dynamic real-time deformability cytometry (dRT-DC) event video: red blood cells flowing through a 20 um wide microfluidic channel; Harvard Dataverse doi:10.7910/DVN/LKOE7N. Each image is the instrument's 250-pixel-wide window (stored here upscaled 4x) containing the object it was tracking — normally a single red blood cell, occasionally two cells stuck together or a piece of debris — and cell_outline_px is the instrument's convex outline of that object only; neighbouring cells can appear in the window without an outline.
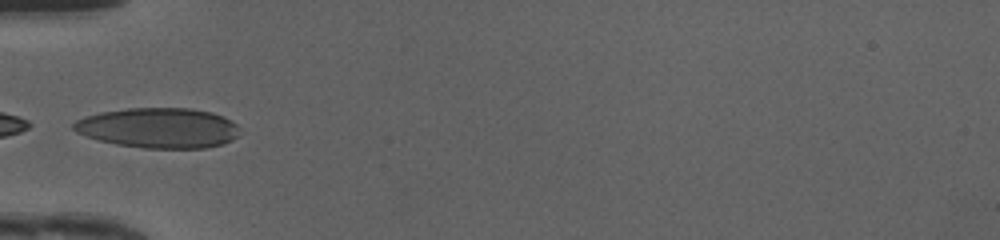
{"species": "human", "species_latin": "Homo sapiens", "temperature_condition": "cold", "stored_images_in_passage": 31, "camera_frame_rate_fps": 3000, "um_per_image_px": 0.085, "donor": {"sex": "female"}, "frame": {"image": 1, "passage_image": 1, "time_ms": 0.0, "image_size_px": [1000, 240], "cell_outline_px": [[236, 136], [232, 140], [224, 144], [204, 148], [144, 148], [116, 144], [100, 140], [76, 132], [72, 128], [72, 124], [76, 120], [84, 116], [100, 112], [128, 108], [192, 108], [212, 112], [224, 116], [232, 120], [236, 124]], "centroid_in_image_um": [13.47, 10.86], "position_along_channel_um": 71.5, "area_um2": 38.9}}
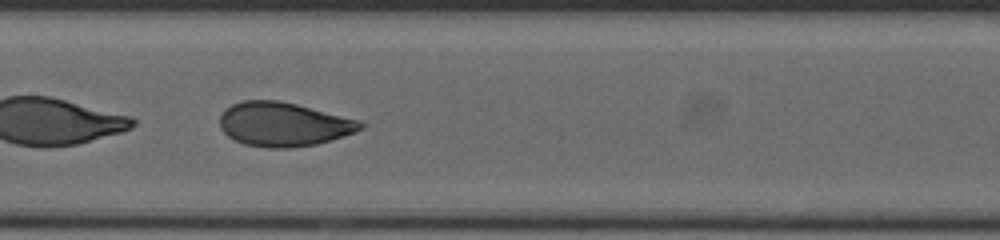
{"frame": {"image": 2, "passage_image": 9, "time_ms": 2.667, "image_size_px": [1000, 240], "cell_outline_px": [[364, 128], [356, 132], [316, 144], [292, 148], [268, 148], [244, 144], [228, 136], [220, 128], [220, 116], [224, 108], [232, 104], [244, 100], [280, 100], [360, 120], [364, 124]], "centroid_in_image_um": [24.09, 10.56], "position_along_channel_um": 183.3, "area_um2": 36.18}}
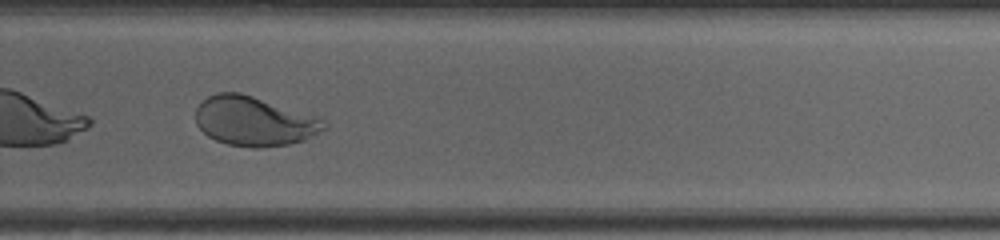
{"frame": {"image": 3, "passage_image": 18, "time_ms": 5.667, "image_size_px": [1000, 240], "cell_outline_px": [[328, 128], [304, 140], [288, 144], [260, 148], [252, 148], [228, 144], [216, 140], [208, 136], [196, 124], [196, 108], [208, 96], [216, 92], [240, 92], [320, 116], [328, 124]], "centroid_in_image_um": [21.65, 10.29], "position_along_channel_um": 308.1, "area_um2": 37.34}, "authors_computed_cell_mechanics": {"area_um2": 36.6452, "velocity_mm_per_s": 4.1678, "shape_relaxation_time_tau1_ms": 2.7131, "shape_relaxation_time_tau2_ms": null, "deformation_change_tau1": 0.152, "deformation_change_tau2": null}}